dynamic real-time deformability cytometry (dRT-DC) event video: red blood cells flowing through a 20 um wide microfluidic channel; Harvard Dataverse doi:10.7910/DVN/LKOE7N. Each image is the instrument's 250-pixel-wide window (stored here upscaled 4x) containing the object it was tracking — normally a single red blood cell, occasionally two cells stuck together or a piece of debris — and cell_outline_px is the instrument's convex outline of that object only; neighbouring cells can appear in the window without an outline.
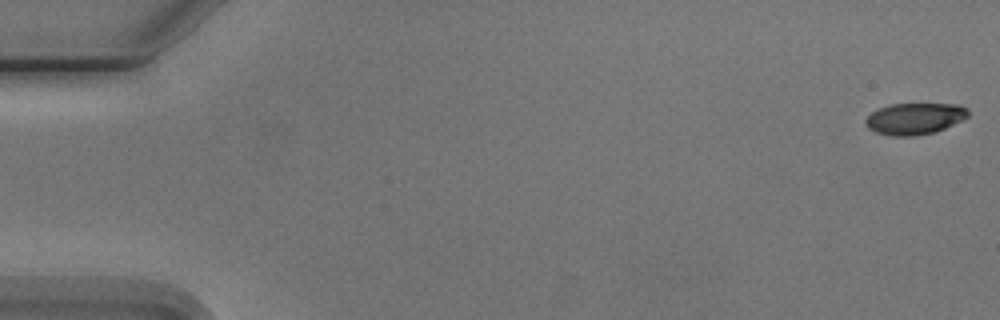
{"species": "Egyptian fruit bat (a non-hibernating species)", "species_latin": "Rousettus aegyptiacus", "temperature_condition": "cold", "stored_images_in_passage": 7, "camera_frame_rate_fps": 3000, "um_per_image_px": 0.085, "animal": {"sex": "male"}, "frame": {"image": 1, "passage_image": 1, "time_ms": 0.0, "image_size_px": [1000, 320], "cell_outline_px": [[968, 116], [936, 132], [912, 136], [892, 136], [876, 132], [868, 128], [864, 124], [864, 120], [872, 112], [880, 108], [892, 104], [960, 104], [968, 108]], "centroid_in_image_um": [77.73, 10.08], "position_along_channel_um": 7.3, "area_um2": 18.73}}
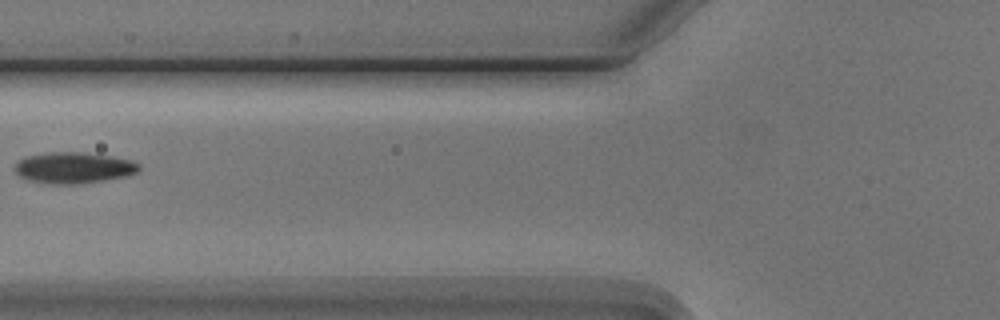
{"frame": {"image": 2, "passage_image": 6, "time_ms": 7.0, "image_size_px": [1000, 320], "cell_outline_px": [[140, 168], [136, 172], [128, 176], [80, 184], [52, 184], [28, 180], [20, 176], [16, 172], [16, 164], [20, 160], [28, 156], [48, 152], [80, 152], [108, 156], [132, 160], [140, 164]], "centroid_in_image_um": [6.29, 14.27], "position_along_channel_um": 119.5, "area_um2": 22.37}}
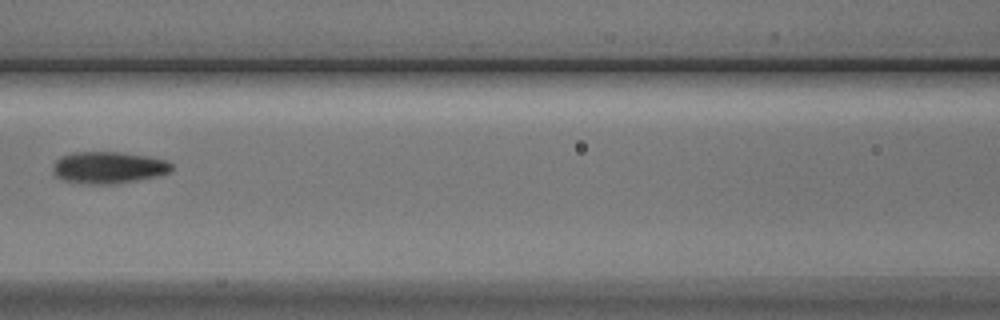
{"frame": {"image": 3, "passage_image": 7, "time_ms": 8.0, "image_size_px": [1000, 320], "cell_outline_px": [[172, 172], [160, 176], [116, 184], [80, 184], [64, 180], [56, 176], [52, 172], [52, 164], [60, 156], [72, 152], [120, 152], [148, 156], [168, 160], [172, 164]], "centroid_in_image_um": [9.22, 14.25], "position_along_channel_um": 157.4, "area_um2": 22.54}}